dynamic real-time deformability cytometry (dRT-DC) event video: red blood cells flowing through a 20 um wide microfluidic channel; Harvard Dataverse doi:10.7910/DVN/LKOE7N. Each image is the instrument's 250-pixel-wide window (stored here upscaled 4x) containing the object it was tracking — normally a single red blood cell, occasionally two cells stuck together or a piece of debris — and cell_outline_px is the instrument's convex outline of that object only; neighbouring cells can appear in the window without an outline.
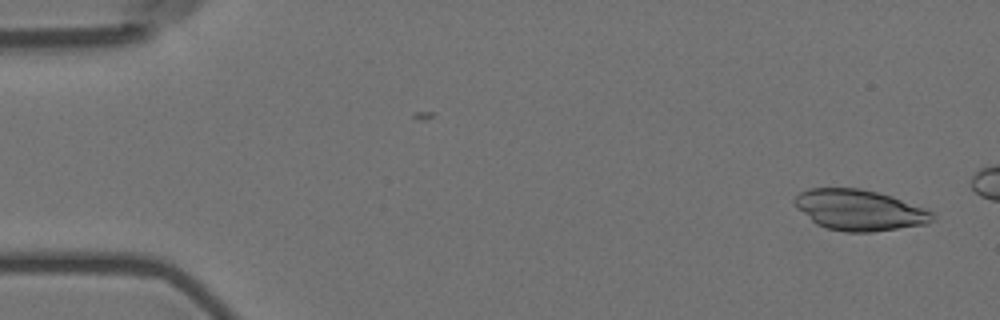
{"species": "Egyptian fruit bat (a non-hibernating species)", "species_latin": "Rousettus aegyptiacus", "temperature_condition": "room temperature", "stored_images_in_passage": 12, "camera_frame_rate_fps": 3000, "um_per_image_px": 0.085, "animal": {"sex": "female"}, "frame": {"image": 1, "passage_image": 1, "time_ms": 0.0, "image_size_px": [1000, 320], "cell_outline_px": [[936, 220], [928, 224], [872, 232], [844, 232], [828, 228], [816, 224], [792, 200], [800, 192], [808, 188], [860, 188], [892, 196], [924, 208], [932, 212], [936, 216]], "centroid_in_image_um": [73.11, 17.86], "position_along_channel_um": 11.9, "area_um2": 32.6}}